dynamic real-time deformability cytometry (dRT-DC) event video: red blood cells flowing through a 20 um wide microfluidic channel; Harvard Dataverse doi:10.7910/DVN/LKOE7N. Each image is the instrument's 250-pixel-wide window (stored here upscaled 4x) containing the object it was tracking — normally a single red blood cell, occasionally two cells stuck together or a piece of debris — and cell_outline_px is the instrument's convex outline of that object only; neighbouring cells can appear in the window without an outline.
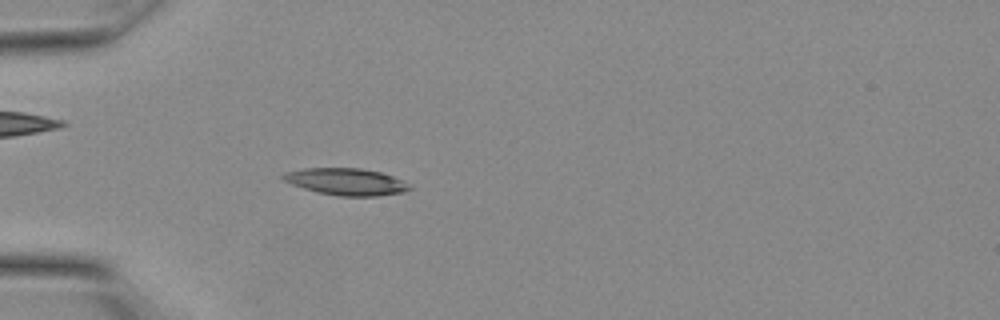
{"species": "Egyptian fruit bat (a non-hibernating species)", "species_latin": "Rousettus aegyptiacus", "temperature_condition": "warm", "stored_images_in_passage": 7, "camera_frame_rate_fps": 3000, "um_per_image_px": 0.085, "animal": {"sex": "female"}, "frame": {"image": 1, "passage_image": 3, "time_ms": 0.667, "image_size_px": [1000, 320], "cell_outline_px": [[412, 188], [404, 192], [376, 196], [340, 196], [316, 192], [292, 184], [284, 180], [280, 176], [284, 172], [304, 168], [360, 168], [380, 172], [392, 176], [408, 184]], "centroid_in_image_um": [29.39, 15.44], "position_along_channel_um": 55.6, "area_um2": 19.71}}
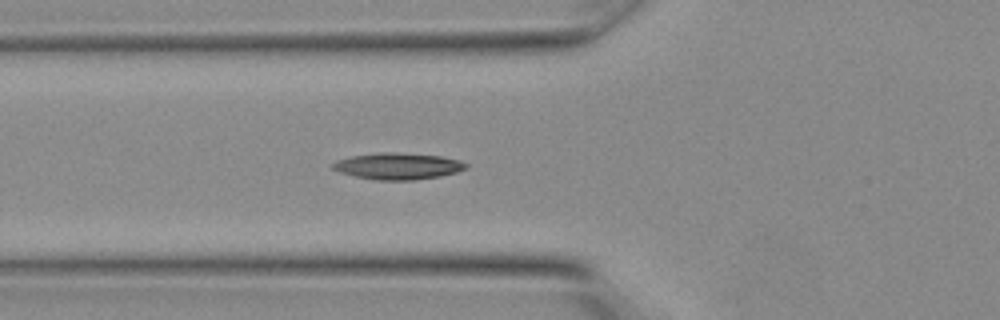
{"frame": {"image": 2, "passage_image": 5, "time_ms": 1.333, "image_size_px": [1000, 320], "cell_outline_px": [[468, 168], [456, 172], [440, 176], [412, 180], [376, 180], [356, 176], [340, 172], [332, 168], [332, 164], [336, 160], [352, 156], [380, 152], [392, 152], [440, 156], [460, 160], [468, 164]], "centroid_in_image_um": [33.84, 14.12], "position_along_channel_um": 92.0, "area_um2": 20.46}}
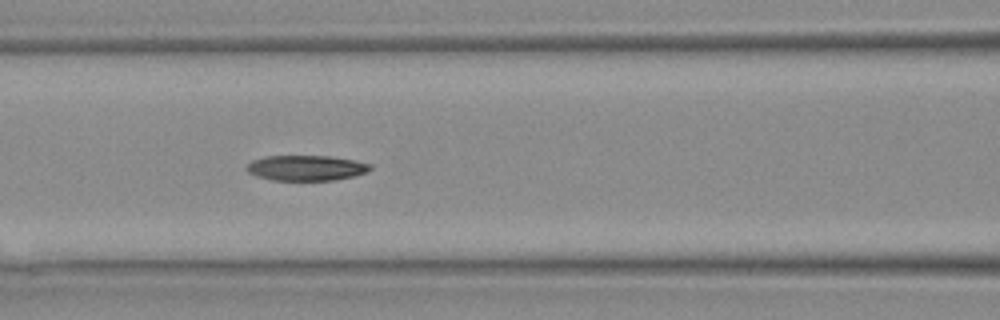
{"frame": {"image": 3, "passage_image": 7, "time_ms": 2.0, "image_size_px": [1000, 320], "cell_outline_px": [[372, 168], [368, 172], [336, 180], [272, 180], [256, 176], [248, 172], [244, 168], [252, 160], [264, 156], [328, 156], [356, 160], [372, 164]], "centroid_in_image_um": [26.03, 14.27], "position_along_channel_um": 140.6, "area_um2": 18.38}}